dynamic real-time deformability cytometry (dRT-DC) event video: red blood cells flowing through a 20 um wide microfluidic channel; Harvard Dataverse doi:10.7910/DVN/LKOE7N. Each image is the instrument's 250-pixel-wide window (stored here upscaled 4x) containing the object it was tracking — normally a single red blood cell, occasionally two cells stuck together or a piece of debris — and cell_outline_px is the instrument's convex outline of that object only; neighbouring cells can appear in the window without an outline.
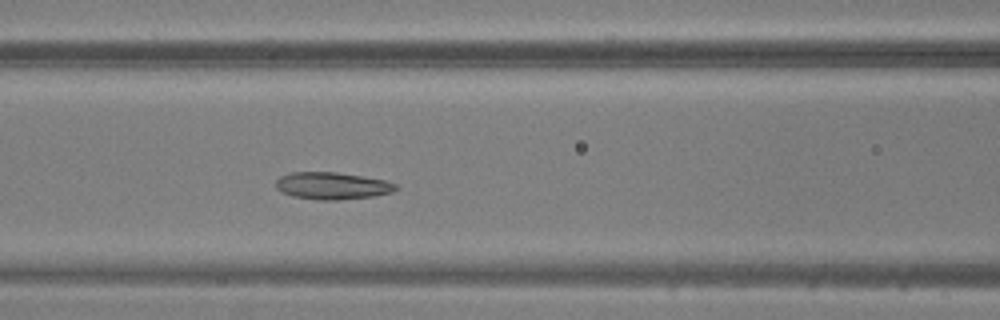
{"species": "common noctule bat (a hibernating species)", "species_latin": "Nyctalus noctula", "temperature_condition": "warm", "stored_images_in_passage": 34, "camera_frame_rate_fps": 3000, "um_per_image_px": 0.085, "animal": {"sex": "male", "body_mass_g": 20.5, "forearm_length_mm": 52.5}, "frame": {"image": 1, "passage_image": 9, "time_ms": 2.667, "image_size_px": [1000, 320], "cell_outline_px": [[396, 188], [392, 192], [372, 196], [336, 200], [316, 200], [292, 196], [280, 192], [276, 188], [276, 180], [280, 176], [292, 172], [336, 172], [384, 180], [396, 184]], "centroid_in_image_um": [28.17, 15.79], "position_along_channel_um": 138.4, "area_um2": 18.84}}
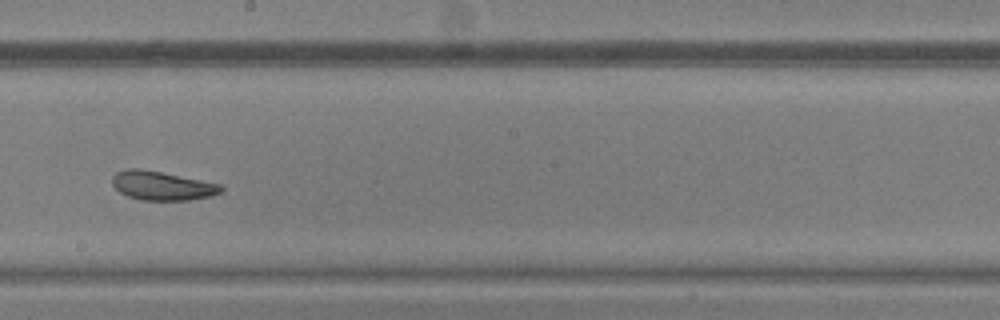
{"frame": {"image": 2, "passage_image": 16, "time_ms": 5.0, "image_size_px": [1000, 320], "cell_outline_px": [[224, 188], [220, 192], [212, 196], [188, 200], [140, 200], [128, 196], [120, 192], [112, 184], [112, 176], [116, 172], [124, 168], [140, 168], [220, 184]], "centroid_in_image_um": [13.74, 15.78], "position_along_channel_um": 234.5, "area_um2": 18.26}}
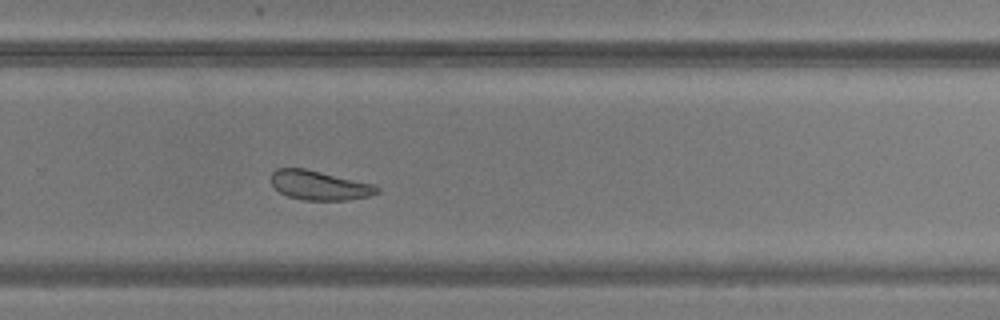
{"frame": {"image": 3, "passage_image": 21, "time_ms": 6.667, "image_size_px": [1000, 320], "cell_outline_px": [[380, 192], [368, 196], [348, 200], [304, 200], [288, 196], [280, 192], [272, 184], [272, 172], [276, 168], [304, 168], [376, 184], [380, 188]], "centroid_in_image_um": [27.19, 15.75], "position_along_channel_um": 302.6, "area_um2": 18.15}}